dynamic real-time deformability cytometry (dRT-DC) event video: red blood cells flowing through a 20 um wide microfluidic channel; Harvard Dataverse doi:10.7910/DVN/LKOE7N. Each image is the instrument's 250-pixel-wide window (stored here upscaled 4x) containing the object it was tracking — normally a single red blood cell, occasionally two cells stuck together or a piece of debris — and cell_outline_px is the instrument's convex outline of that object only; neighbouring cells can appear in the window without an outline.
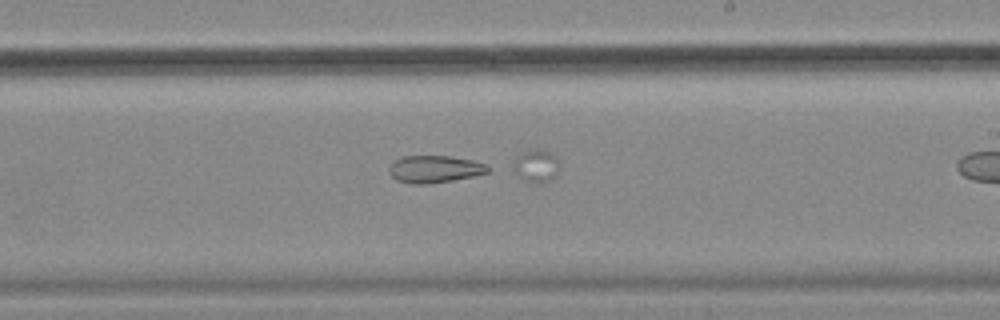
{"species": "common noctule bat (a hibernating species)", "species_latin": "Nyctalus noctula", "temperature_condition": "cold", "stored_images_in_passage": 32, "segment_of_instrument_passage": [2, 2], "camera_frame_rate_fps": 3000, "um_per_image_px": 0.085, "animal": {"sex": "female", "body_mass_g": 18.4}, "frame": {"image": 1, "passage_image": 22, "time_ms": 7.0, "image_size_px": [1000, 320], "cell_outline_px": [[488, 172], [472, 176], [452, 180], [428, 184], [412, 184], [396, 180], [388, 172], [388, 168], [392, 160], [404, 156], [448, 156], [472, 160], [484, 164], [488, 168]], "centroid_in_image_um": [36.86, 14.37], "position_along_channel_um": 252.1, "area_um2": 15.61}}
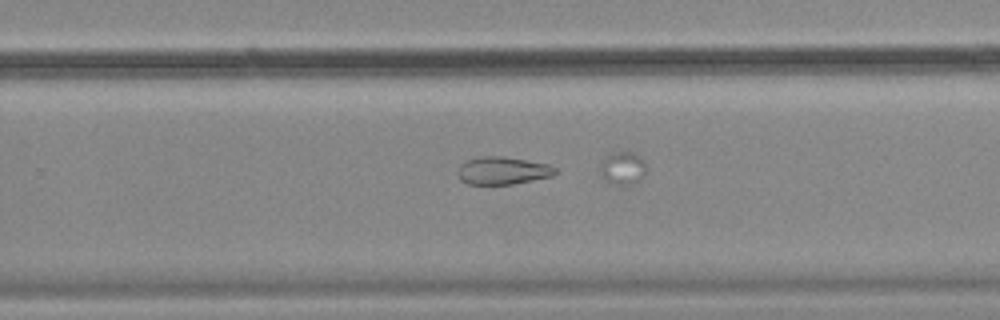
{"frame": {"image": 2, "passage_image": 25, "time_ms": 8.0, "image_size_px": [1000, 320], "cell_outline_px": [[556, 172], [552, 176], [512, 184], [468, 184], [460, 180], [456, 172], [460, 164], [468, 160], [480, 156], [500, 156], [548, 164], [556, 168]], "centroid_in_image_um": [42.68, 14.51], "position_along_channel_um": 287.1, "area_um2": 15.61}}
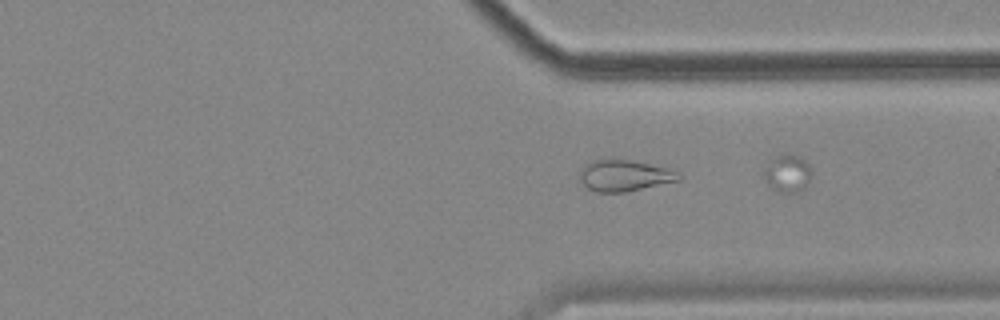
{"frame": {"image": 3, "passage_image": 31, "time_ms": 10.0, "image_size_px": [1000, 320], "cell_outline_px": [[680, 180], [624, 192], [596, 192], [588, 188], [580, 180], [580, 172], [592, 160], [632, 160], [668, 168], [680, 172]], "centroid_in_image_um": [53.11, 14.93], "position_along_channel_um": 358.3, "area_um2": 17.69}}